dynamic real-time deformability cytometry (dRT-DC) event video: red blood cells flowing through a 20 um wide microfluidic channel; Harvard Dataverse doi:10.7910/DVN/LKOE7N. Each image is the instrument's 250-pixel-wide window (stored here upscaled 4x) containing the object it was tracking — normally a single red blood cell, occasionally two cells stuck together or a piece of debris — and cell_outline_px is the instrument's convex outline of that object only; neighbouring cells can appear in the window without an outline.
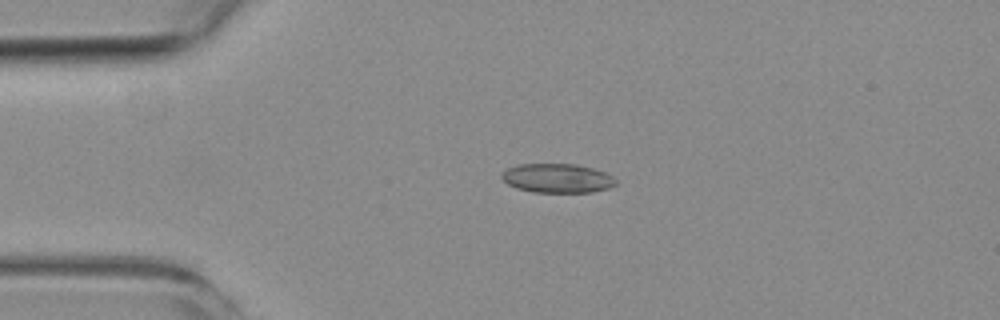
{"species": "common noctule bat (a hibernating species)", "species_latin": "Nyctalus noctula", "temperature_condition": "room temperature", "stored_images_in_passage": 4, "camera_frame_rate_fps": 3000, "um_per_image_px": 0.085, "animal": {"sex": "female", "body_mass_g": 19.3, "forearm_length_mm": 54.1}, "frame": {"image": 1, "passage_image": 3, "time_ms": 2.333, "image_size_px": [1000, 320], "cell_outline_px": [[616, 184], [608, 188], [592, 192], [532, 192], [516, 188], [508, 184], [500, 176], [500, 172], [508, 168], [520, 164], [576, 164], [592, 168], [604, 172], [612, 176], [616, 180]], "centroid_in_image_um": [47.34, 15.15], "position_along_channel_um": 37.7, "area_um2": 19.36}}